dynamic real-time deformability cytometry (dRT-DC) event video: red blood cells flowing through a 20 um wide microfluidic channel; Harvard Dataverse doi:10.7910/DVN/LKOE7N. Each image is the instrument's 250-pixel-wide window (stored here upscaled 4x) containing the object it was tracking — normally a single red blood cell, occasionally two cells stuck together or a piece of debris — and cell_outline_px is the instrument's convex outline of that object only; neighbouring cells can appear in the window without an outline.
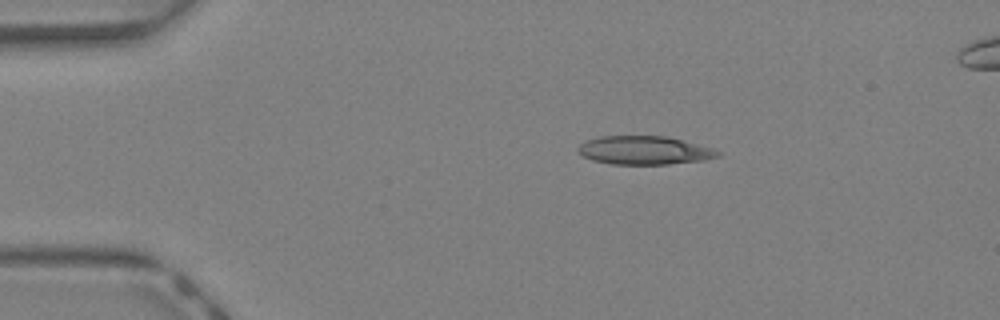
{"species": "Egyptian fruit bat (a non-hibernating species)", "species_latin": "Rousettus aegyptiacus", "temperature_condition": "warm", "stored_images_in_passage": 35, "camera_frame_rate_fps": 3000, "um_per_image_px": 0.085, "animal": {"sex": "female"}, "frame": {"image": 1, "passage_image": 1, "time_ms": 0.0, "image_size_px": [1000, 320], "cell_outline_px": [[724, 152], [720, 156], [704, 160], [668, 164], [612, 164], [592, 160], [584, 156], [576, 148], [584, 140], [600, 136], [668, 136], [712, 148]], "centroid_in_image_um": [54.78, 12.77], "position_along_channel_um": 30.2, "area_um2": 23.29}}
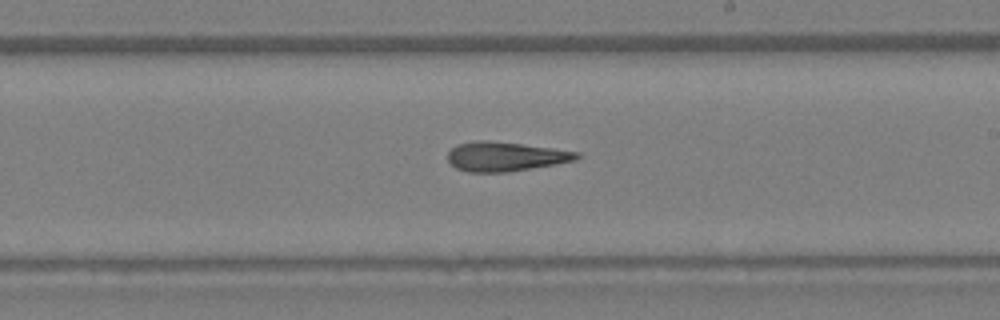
{"frame": {"image": 2, "passage_image": 18, "time_ms": 5.667, "image_size_px": [1000, 320], "cell_outline_px": [[580, 156], [576, 160], [556, 164], [508, 172], [468, 172], [456, 168], [448, 160], [448, 152], [456, 144], [476, 140], [488, 140], [552, 148], [580, 152]], "centroid_in_image_um": [42.94, 13.3], "position_along_channel_um": 246.1, "area_um2": 22.02}}
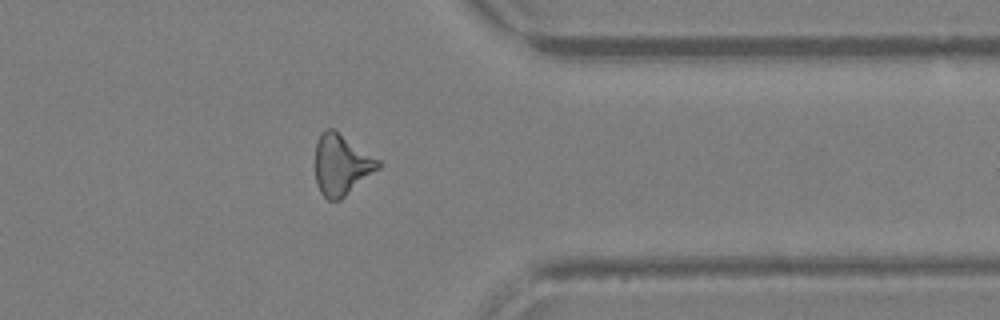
{"frame": {"image": 3, "passage_image": 27, "time_ms": 8.667, "image_size_px": [1000, 320], "cell_outline_px": [[380, 168], [340, 200], [328, 200], [320, 192], [316, 184], [316, 140], [320, 132], [324, 128], [332, 128], [380, 160]], "centroid_in_image_um": [29.01, 14.0], "position_along_channel_um": 382.4, "area_um2": 22.25}, "authors_computed_cell_mechanics": {"area_um2": 22.1374, "velocity_mm_per_s": 4.8364, "shape_relaxation_time_tau1_ms": null, "shape_relaxation_time_tau2_ms": 5.8832, "deformation_change_tau1": null, "deformation_change_tau2": 0.2197}}